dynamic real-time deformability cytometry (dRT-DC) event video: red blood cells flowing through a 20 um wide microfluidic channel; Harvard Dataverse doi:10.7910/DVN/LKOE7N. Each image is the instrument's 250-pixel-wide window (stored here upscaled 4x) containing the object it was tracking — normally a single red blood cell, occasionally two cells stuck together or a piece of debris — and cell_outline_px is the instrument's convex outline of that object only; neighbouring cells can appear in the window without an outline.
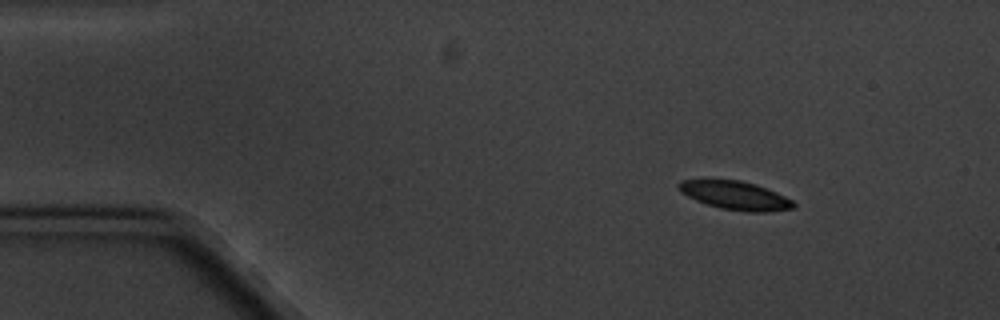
{"species": "common noctule bat (a hibernating species)", "species_latin": "Nyctalus noctula", "temperature_condition": "cold", "stored_images_in_passage": 7, "camera_frame_rate_fps": 3000, "um_per_image_px": 0.085, "animal": {"sex": "male", "body_mass_g": 20.1, "forearm_length_mm": 53.5}, "frame": {"image": 1, "passage_image": 1, "time_ms": 0.0, "image_size_px": [1000, 320], "cell_outline_px": [[796, 204], [792, 208], [768, 212], [744, 212], [720, 208], [696, 200], [680, 192], [676, 184], [680, 180], [704, 176], [740, 180], [756, 184], [776, 192], [792, 200]], "centroid_in_image_um": [62.39, 16.55], "position_along_channel_um": 22.6, "area_um2": 19.88}}
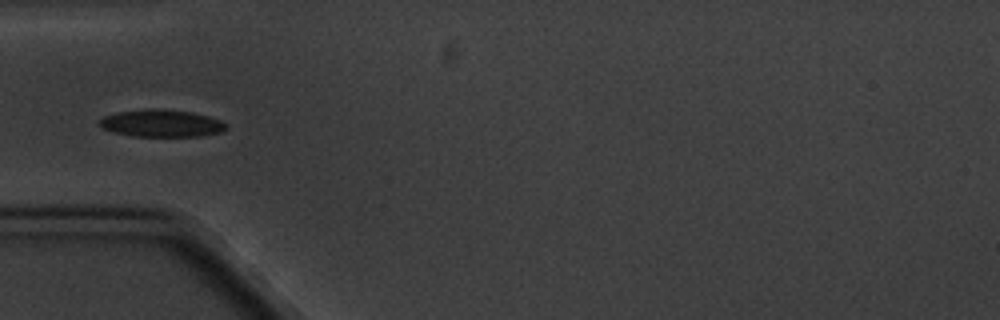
{"frame": {"image": 2, "passage_image": 4, "time_ms": 3.667, "image_size_px": [1000, 320], "cell_outline_px": [[228, 128], [220, 132], [200, 136], [132, 136], [112, 132], [100, 128], [96, 124], [104, 116], [120, 112], [148, 108], [160, 108], [192, 112], [208, 116], [220, 120], [228, 124]], "centroid_in_image_um": [13.7, 10.48], "position_along_channel_um": 71.3, "area_um2": 20.35}}
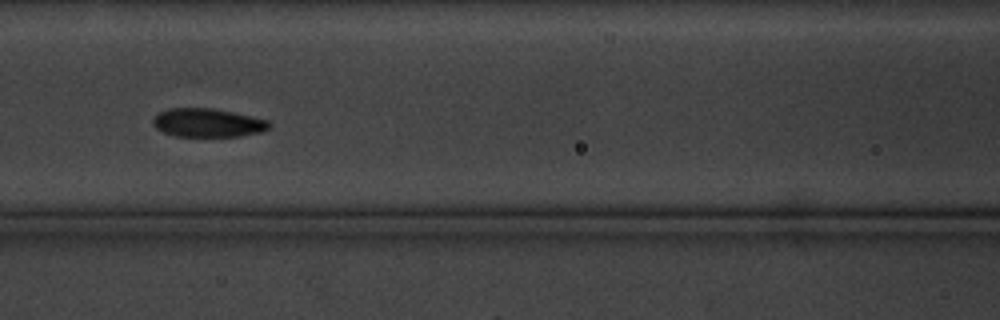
{"frame": {"image": 3, "passage_image": 6, "time_ms": 6.0, "image_size_px": [1000, 320], "cell_outline_px": [[272, 124], [264, 132], [240, 136], [176, 136], [164, 132], [156, 128], [152, 124], [152, 120], [160, 112], [168, 108], [212, 108], [232, 112], [268, 120]], "centroid_in_image_um": [17.67, 10.44], "position_along_channel_um": 148.9, "area_um2": 19.31}}